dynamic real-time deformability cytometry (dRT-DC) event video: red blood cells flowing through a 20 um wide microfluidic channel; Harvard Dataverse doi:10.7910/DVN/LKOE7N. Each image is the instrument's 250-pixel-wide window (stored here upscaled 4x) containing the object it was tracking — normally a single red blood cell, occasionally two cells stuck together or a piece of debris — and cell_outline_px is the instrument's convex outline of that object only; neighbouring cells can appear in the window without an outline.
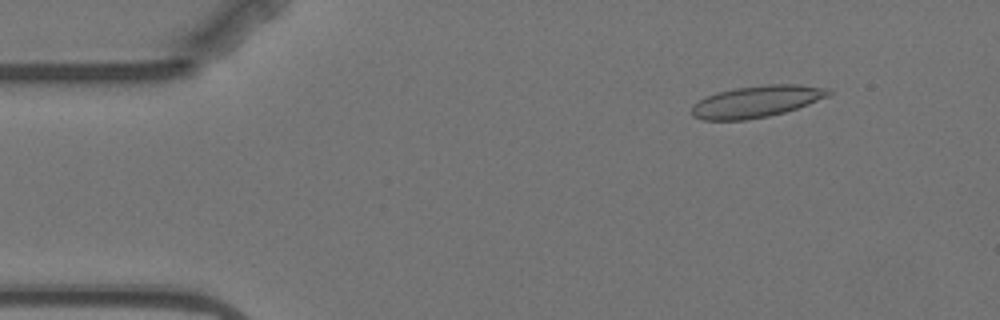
{"species": "Egyptian fruit bat (a non-hibernating species)", "species_latin": "Rousettus aegyptiacus", "temperature_condition": "warm", "stored_images_in_passage": 4, "camera_frame_rate_fps": 3000, "um_per_image_px": 0.085, "animal": {"sex": "female"}, "frame": {"image": 1, "passage_image": 2, "time_ms": 1.333, "image_size_px": [1000, 320], "cell_outline_px": [[832, 92], [828, 96], [808, 104], [784, 112], [768, 116], [748, 120], [704, 120], [692, 116], [692, 108], [700, 100], [716, 92], [736, 88], [764, 84], [800, 84], [828, 88]], "centroid_in_image_um": [64.33, 8.62], "position_along_channel_um": 20.7, "area_um2": 25.14}}